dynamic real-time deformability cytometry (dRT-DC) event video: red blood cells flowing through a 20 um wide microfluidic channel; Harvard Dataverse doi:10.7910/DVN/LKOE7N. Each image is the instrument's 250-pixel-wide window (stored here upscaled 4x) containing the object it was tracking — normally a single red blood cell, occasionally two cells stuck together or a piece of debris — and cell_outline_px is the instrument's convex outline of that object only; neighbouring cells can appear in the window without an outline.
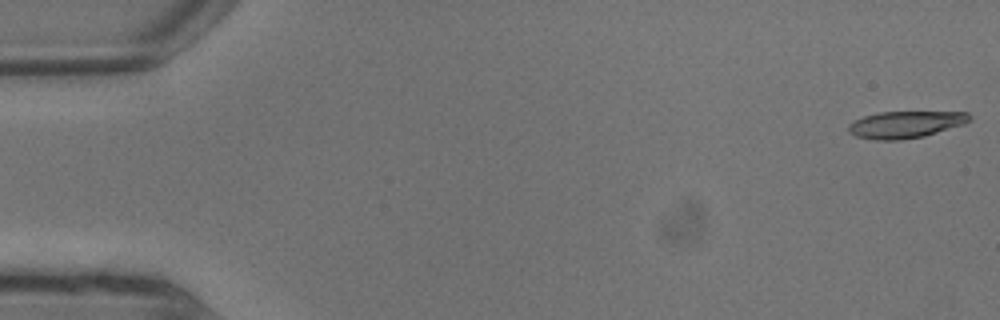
{"species": "common noctule bat (a hibernating species)", "species_latin": "Nyctalus noctula", "temperature_condition": "warm", "stored_images_in_passage": 6, "camera_frame_rate_fps": 3000, "um_per_image_px": 0.085, "animal": {"sex": "male", "body_mass_g": 13.3}, "frame": {"image": 1, "passage_image": 1, "time_ms": 0.0, "image_size_px": [1000, 320], "cell_outline_px": [[972, 120], [964, 124], [924, 136], [900, 140], [876, 140], [856, 136], [848, 132], [848, 124], [864, 116], [880, 112], [968, 112], [972, 116]], "centroid_in_image_um": [76.99, 10.58], "position_along_channel_um": 8.0, "area_um2": 18.96}}
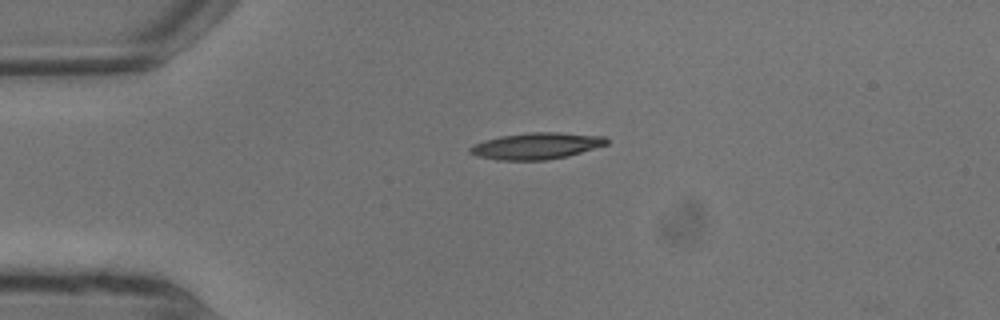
{"frame": {"image": 2, "passage_image": 5, "time_ms": 1.333, "image_size_px": [1000, 320], "cell_outline_px": [[608, 144], [568, 156], [548, 160], [496, 160], [476, 156], [468, 152], [468, 148], [472, 144], [484, 140], [500, 136], [532, 132], [556, 132], [604, 136], [608, 140]], "centroid_in_image_um": [45.55, 12.41], "position_along_channel_um": 39.5, "area_um2": 21.21}}